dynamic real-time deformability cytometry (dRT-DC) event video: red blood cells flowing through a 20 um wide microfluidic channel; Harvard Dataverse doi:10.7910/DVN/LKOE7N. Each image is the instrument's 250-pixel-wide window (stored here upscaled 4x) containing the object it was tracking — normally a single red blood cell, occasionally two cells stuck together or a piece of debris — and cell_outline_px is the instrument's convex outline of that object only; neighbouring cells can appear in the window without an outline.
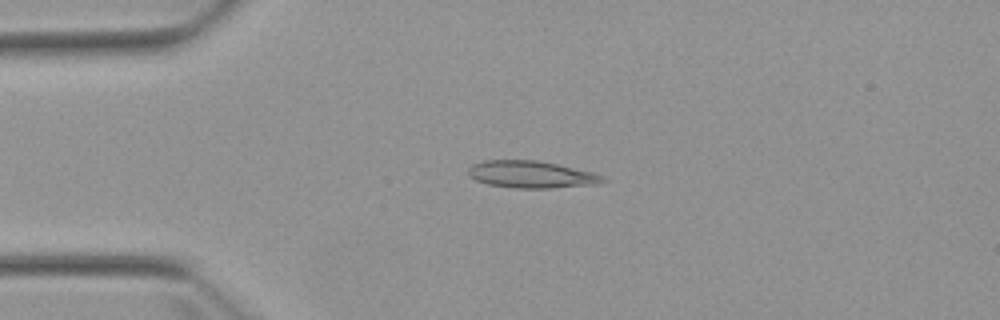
{"species": "Egyptian fruit bat (a non-hibernating species)", "species_latin": "Rousettus aegyptiacus", "temperature_condition": "warm", "stored_images_in_passage": 7, "camera_frame_rate_fps": 3000, "um_per_image_px": 0.085, "animal": {"sex": "female"}, "frame": {"image": 1, "passage_image": 4, "time_ms": 3.667, "image_size_px": [1000, 320], "cell_outline_px": [[608, 180], [596, 184], [552, 188], [516, 188], [488, 184], [476, 180], [468, 176], [468, 168], [472, 164], [484, 160], [536, 160], [556, 164], [592, 172], [604, 176]], "centroid_in_image_um": [45.14, 14.83], "position_along_channel_um": 39.9, "area_um2": 21.21}}
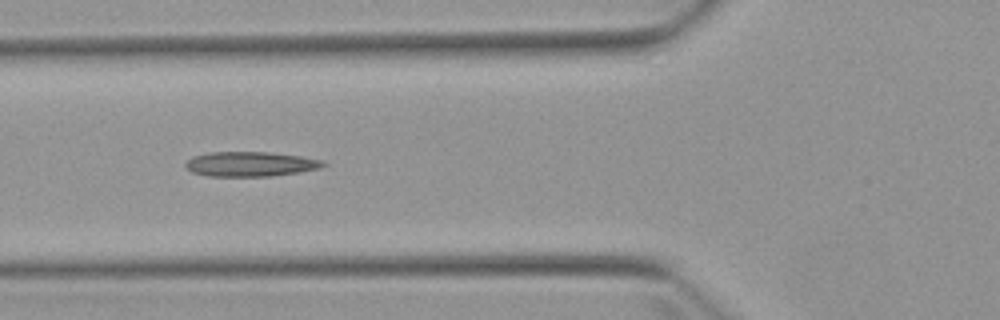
{"frame": {"image": 2, "passage_image": 6, "time_ms": 6.0, "image_size_px": [1000, 320], "cell_outline_px": [[328, 164], [320, 168], [300, 172], [272, 176], [208, 176], [192, 172], [184, 164], [192, 156], [208, 152], [268, 152], [300, 156], [320, 160]], "centroid_in_image_um": [21.27, 13.94], "position_along_channel_um": 104.5, "area_um2": 19.83}}
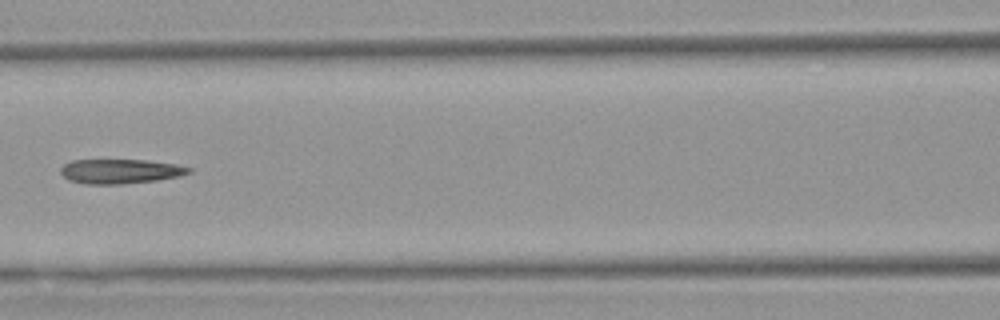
{"frame": {"image": 3, "passage_image": 7, "time_ms": 7.333, "image_size_px": [1000, 320], "cell_outline_px": [[192, 172], [180, 176], [156, 180], [120, 184], [84, 184], [68, 180], [60, 172], [60, 168], [64, 164], [72, 160], [148, 160], [176, 164], [192, 168]], "centroid_in_image_um": [10.22, 14.56], "position_along_channel_um": 156.4, "area_um2": 18.38}}